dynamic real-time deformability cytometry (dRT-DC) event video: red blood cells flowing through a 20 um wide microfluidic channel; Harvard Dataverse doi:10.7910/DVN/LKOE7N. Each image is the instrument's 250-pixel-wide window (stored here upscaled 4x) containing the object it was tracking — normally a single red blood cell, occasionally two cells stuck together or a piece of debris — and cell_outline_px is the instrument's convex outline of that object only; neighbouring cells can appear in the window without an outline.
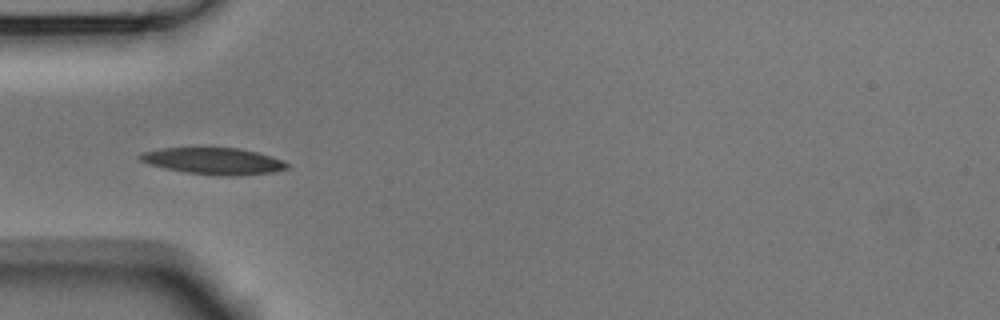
{"species": "Egyptian fruit bat (a non-hibernating species)", "species_latin": "Rousettus aegyptiacus", "temperature_condition": "room temperature", "stored_images_in_passage": 6, "camera_frame_rate_fps": 3000, "um_per_image_px": 0.085, "animal": {"sex": "male"}, "frame": {"image": 1, "passage_image": 4, "time_ms": 1.0, "image_size_px": [1000, 320], "cell_outline_px": [[288, 168], [276, 172], [236, 176], [216, 176], [188, 172], [164, 168], [148, 164], [140, 160], [136, 156], [140, 152], [160, 148], [236, 148], [256, 152], [284, 160], [288, 164]], "centroid_in_image_um": [18.14, 13.69], "position_along_channel_um": 66.9, "area_um2": 22.95}}
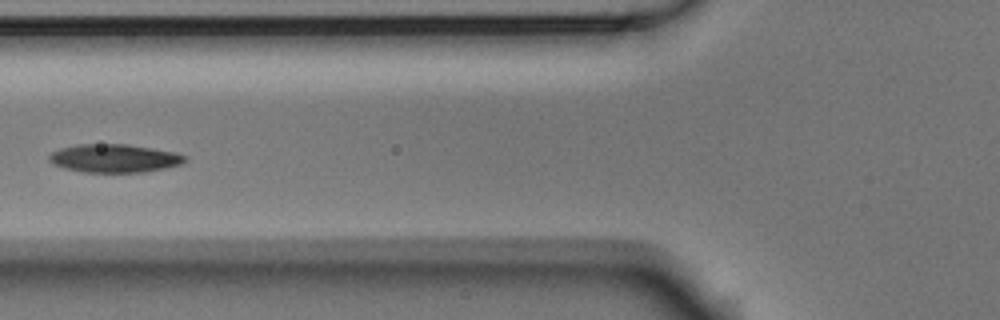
{"frame": {"image": 2, "passage_image": 5, "time_ms": 1.333, "image_size_px": [1000, 320], "cell_outline_px": [[188, 156], [180, 164], [164, 168], [144, 172], [80, 172], [64, 168], [52, 164], [48, 160], [48, 156], [52, 152], [60, 148], [76, 144], [128, 144], [172, 152]], "centroid_in_image_um": [9.64, 13.45], "position_along_channel_um": 116.2, "area_um2": 22.31}}
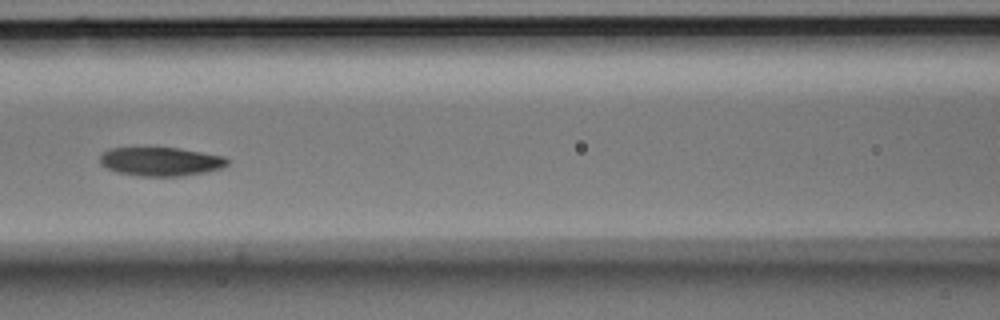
{"frame": {"image": 3, "passage_image": 6, "time_ms": 1.667, "image_size_px": [1000, 320], "cell_outline_px": [[228, 164], [220, 168], [204, 172], [184, 176], [140, 176], [116, 172], [100, 164], [100, 152], [108, 148], [144, 144], [180, 148], [224, 156], [228, 160]], "centroid_in_image_um": [13.56, 13.67], "position_along_channel_um": 153.0, "area_um2": 22.43}}